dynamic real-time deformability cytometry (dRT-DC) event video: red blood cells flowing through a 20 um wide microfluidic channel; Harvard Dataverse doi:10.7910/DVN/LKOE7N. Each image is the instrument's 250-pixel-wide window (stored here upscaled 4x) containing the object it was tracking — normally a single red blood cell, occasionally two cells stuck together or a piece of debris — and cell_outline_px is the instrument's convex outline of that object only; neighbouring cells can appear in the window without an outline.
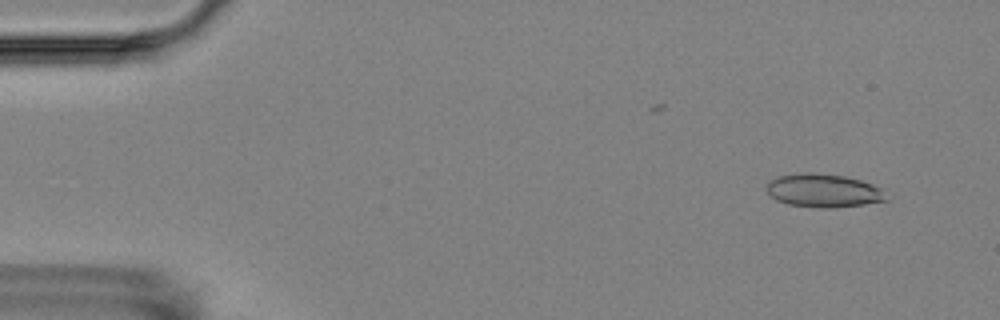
{"species": "Egyptian fruit bat (a non-hibernating species)", "species_latin": "Rousettus aegyptiacus", "temperature_condition": "room temperature", "stored_images_in_passage": 8, "camera_frame_rate_fps": 3000, "um_per_image_px": 0.085, "animal": {"sex": "female"}, "frame": {"image": 1, "passage_image": 1, "time_ms": 0.0, "image_size_px": [1000, 320], "cell_outline_px": [[888, 200], [864, 204], [832, 208], [820, 208], [788, 204], [776, 200], [764, 188], [768, 180], [776, 176], [808, 172], [812, 172], [844, 176], [860, 180], [872, 184], [880, 188]], "centroid_in_image_um": [69.94, 16.19], "position_along_channel_um": 15.1, "area_um2": 23.29}}
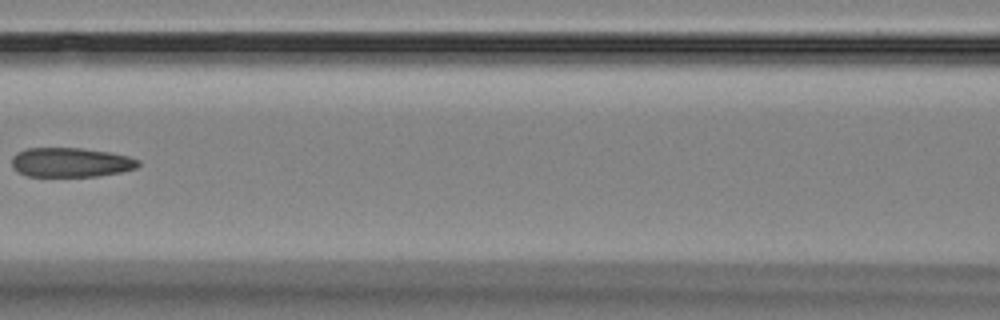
{"frame": {"image": 2, "passage_image": 7, "time_ms": 7.0, "image_size_px": [1000, 320], "cell_outline_px": [[140, 164], [136, 168], [120, 172], [96, 176], [28, 176], [12, 168], [12, 156], [16, 152], [24, 148], [80, 148], [108, 152], [128, 156], [140, 160]], "centroid_in_image_um": [5.99, 13.79], "position_along_channel_um": 160.6, "area_um2": 21.68}}
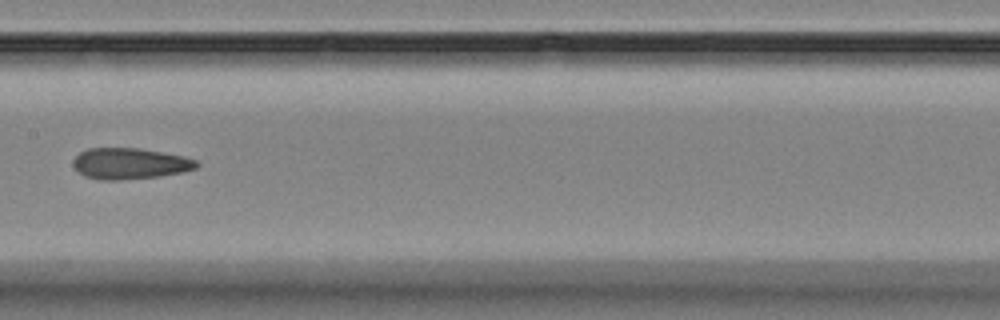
{"frame": {"image": 3, "passage_image": 8, "time_ms": 8.0, "image_size_px": [1000, 320], "cell_outline_px": [[200, 164], [196, 168], [180, 172], [160, 176], [120, 180], [100, 180], [84, 176], [72, 164], [72, 160], [80, 152], [88, 148], [140, 148], [184, 156], [196, 160]], "centroid_in_image_um": [11.02, 13.9], "position_along_channel_um": 196.4, "area_um2": 22.37}}